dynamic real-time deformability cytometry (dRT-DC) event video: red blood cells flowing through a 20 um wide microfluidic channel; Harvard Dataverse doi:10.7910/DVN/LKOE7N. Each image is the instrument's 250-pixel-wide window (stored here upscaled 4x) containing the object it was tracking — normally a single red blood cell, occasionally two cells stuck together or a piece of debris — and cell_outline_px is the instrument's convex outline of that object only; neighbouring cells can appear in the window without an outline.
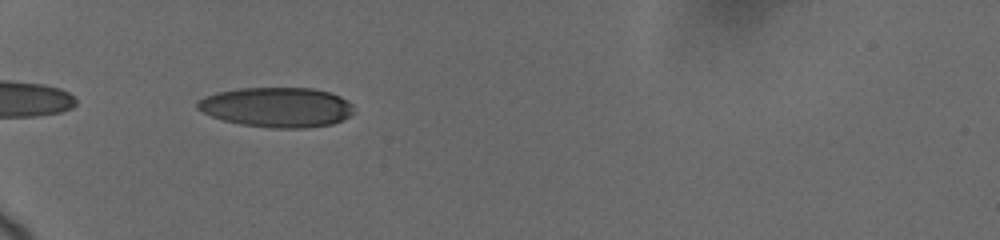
{"species": "human", "species_latin": "Homo sapiens", "temperature_condition": "cold", "stored_images_in_passage": 39, "camera_frame_rate_fps": 3000, "um_per_image_px": 0.085, "donor": {"sex": "female"}, "frame": {"image": 1, "passage_image": 3, "time_ms": 0.667, "image_size_px": [1000, 240], "cell_outline_px": [[352, 112], [348, 116], [332, 124], [304, 128], [272, 128], [240, 124], [224, 120], [212, 116], [196, 108], [196, 104], [204, 96], [216, 92], [240, 88], [312, 88], [328, 92], [340, 96], [348, 100], [352, 104]], "centroid_in_image_um": [23.52, 9.11], "position_along_channel_um": 61.5, "area_um2": 36.18}}
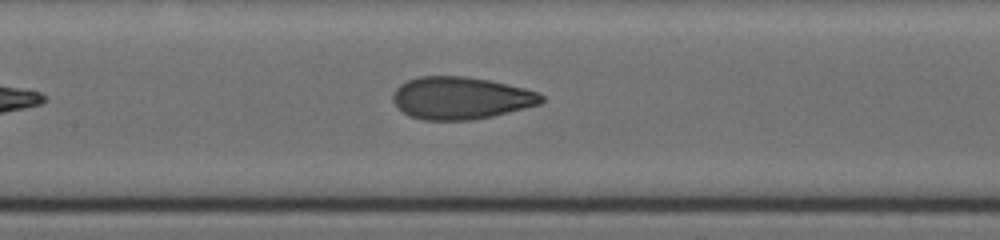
{"frame": {"image": 2, "passage_image": 22, "time_ms": 4.0, "image_size_px": [1000, 240], "cell_outline_px": [[544, 100], [540, 104], [492, 116], [472, 120], [424, 120], [408, 116], [392, 100], [392, 92], [400, 84], [408, 80], [420, 76], [464, 76], [488, 80], [524, 88], [540, 92], [544, 96]], "centroid_in_image_um": [39.16, 8.33], "position_along_channel_um": 168.2, "area_um2": 36.65}}
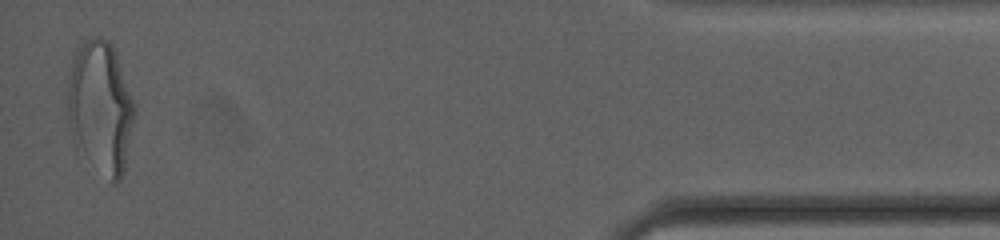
{"frame": {"image": 3, "passage_image": 39, "time_ms": 12.667, "image_size_px": [1000, 240], "cell_outline_px": [[136, 112], [124, 172], [120, 180], [116, 184], [112, 184], [72, 140], [68, 120], [68, 80], [72, 56], [84, 40], [96, 36], [100, 36], [108, 40], [112, 44], [116, 52]], "centroid_in_image_um": [8.54, 9.1], "position_along_channel_um": 426.7, "area_um2": 51.44}, "authors_computed_cell_mechanics": {"area_um2": 36.7608, "velocity_mm_per_s": 3.686, "shape_relaxation_time_tau1_ms": 3.6243, "shape_relaxation_time_tau2_ms": 1.0653, "deformation_change_tau1": 0.1713, "deformation_change_tau2": 0.0782}}